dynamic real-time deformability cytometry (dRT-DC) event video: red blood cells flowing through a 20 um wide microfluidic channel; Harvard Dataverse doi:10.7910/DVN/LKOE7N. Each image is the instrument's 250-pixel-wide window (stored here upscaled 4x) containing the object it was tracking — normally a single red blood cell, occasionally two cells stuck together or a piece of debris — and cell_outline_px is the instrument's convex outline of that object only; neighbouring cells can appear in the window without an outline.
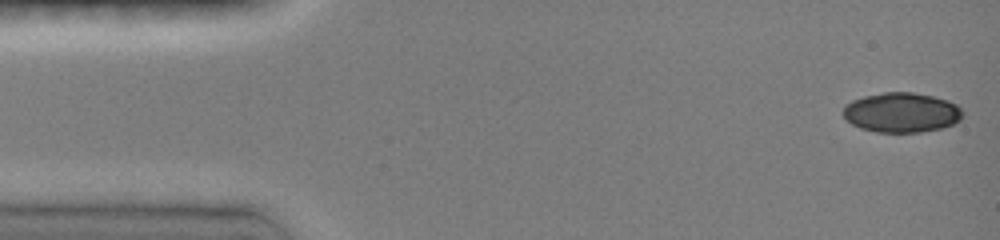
{"species": "common noctule bat (a hibernating species)", "species_latin": "Nyctalus noctula", "temperature_condition": "room temperature", "stored_images_in_passage": 18, "camera_frame_rate_fps": 3000, "um_per_image_px": 0.085, "animal": {"sex": "female", "body_mass_g": 19.0, "forearm_length_mm": 51.5}, "frame": {"image": 1, "passage_image": 1, "time_ms": 0.0, "image_size_px": [1000, 240], "cell_outline_px": [[964, 116], [960, 120], [952, 124], [940, 128], [920, 132], [876, 132], [860, 128], [852, 124], [844, 116], [844, 104], [852, 100], [864, 96], [884, 92], [912, 92], [932, 96], [948, 100], [956, 104], [964, 112]], "centroid_in_image_um": [76.64, 9.56], "position_along_channel_um": 8.4, "area_um2": 27.74}}
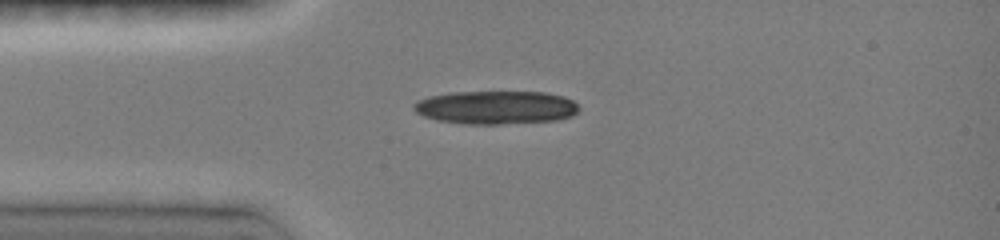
{"frame": {"image": 2, "passage_image": 7, "time_ms": 3.333, "image_size_px": [1000, 240], "cell_outline_px": [[580, 108], [572, 116], [556, 120], [500, 124], [464, 124], [436, 120], [424, 116], [416, 112], [412, 108], [412, 104], [416, 100], [428, 96], [448, 92], [544, 92], [564, 96], [572, 100]], "centroid_in_image_um": [42.1, 9.13], "position_along_channel_um": 42.9, "area_um2": 32.31}}